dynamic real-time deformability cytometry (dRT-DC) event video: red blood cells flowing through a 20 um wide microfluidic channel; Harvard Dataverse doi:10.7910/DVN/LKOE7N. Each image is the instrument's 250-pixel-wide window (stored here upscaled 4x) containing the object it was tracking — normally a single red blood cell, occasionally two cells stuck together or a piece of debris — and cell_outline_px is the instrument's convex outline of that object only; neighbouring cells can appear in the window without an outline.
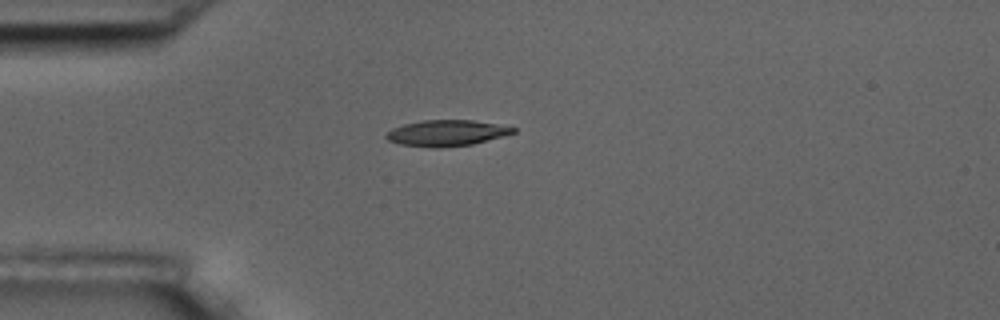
{"species": "common noctule bat (a hibernating species)", "species_latin": "Nyctalus noctula", "temperature_condition": "room temperature", "stored_images_in_passage": 1, "camera_frame_rate_fps": 3000, "um_per_image_px": 0.085, "animal": {"sex": "male", "body_mass_g": 17.5, "forearm_length_mm": 52.3}, "frame": {"image": 1, "passage_image": 1, "time_ms": 0.0, "image_size_px": [1000, 320], "cell_outline_px": [[516, 132], [472, 144], [440, 148], [436, 148], [400, 144], [388, 140], [384, 136], [392, 128], [404, 124], [424, 120], [472, 120], [496, 124], [516, 128]], "centroid_in_image_um": [37.93, 11.31], "position_along_channel_um": 47.1, "area_um2": 19.02}}